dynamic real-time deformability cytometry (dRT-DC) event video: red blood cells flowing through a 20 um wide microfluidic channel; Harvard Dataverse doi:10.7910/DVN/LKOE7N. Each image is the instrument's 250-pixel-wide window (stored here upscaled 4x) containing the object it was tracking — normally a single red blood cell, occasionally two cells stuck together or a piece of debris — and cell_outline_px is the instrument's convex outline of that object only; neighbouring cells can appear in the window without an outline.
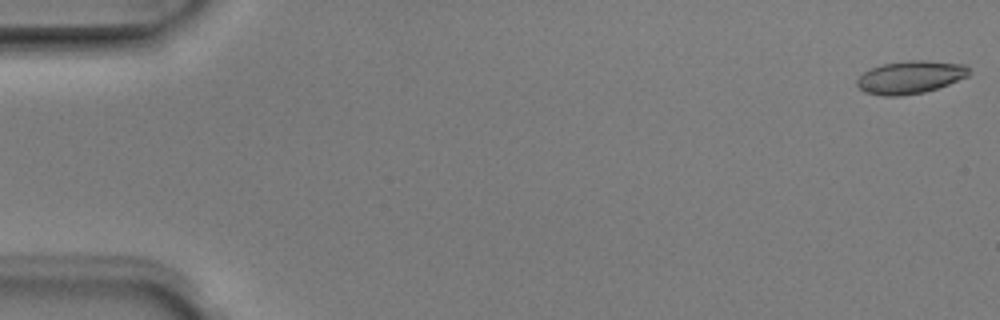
{"species": "Egyptian fruit bat (a non-hibernating species)", "species_latin": "Rousettus aegyptiacus", "temperature_condition": "room temperature", "stored_images_in_passage": 5, "camera_frame_rate_fps": 3000, "um_per_image_px": 0.085, "animal": {"sex": "male"}, "frame": {"image": 1, "passage_image": 1, "time_ms": 0.0, "image_size_px": [1000, 320], "cell_outline_px": [[968, 76], [948, 84], [924, 92], [900, 96], [884, 96], [864, 92], [856, 84], [856, 80], [864, 72], [872, 68], [884, 64], [908, 60], [924, 60], [964, 64], [968, 68]], "centroid_in_image_um": [77.35, 6.56], "position_along_channel_um": 7.6, "area_um2": 21.21}}
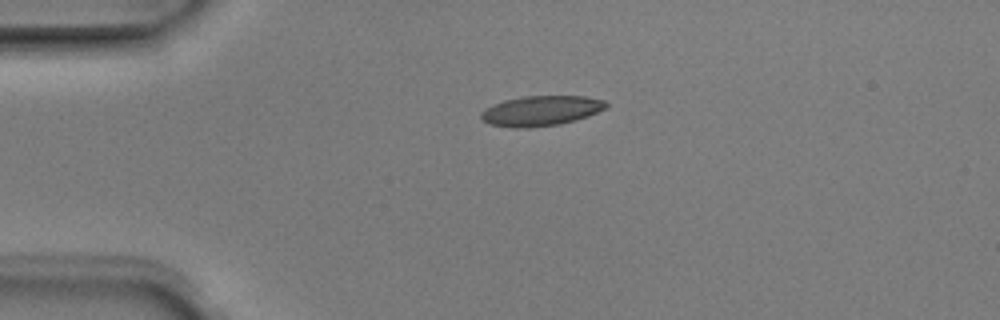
{"frame": {"image": 2, "passage_image": 4, "time_ms": 1.0, "image_size_px": [1000, 320], "cell_outline_px": [[608, 108], [588, 116], [576, 120], [560, 124], [528, 128], [516, 128], [488, 124], [480, 120], [480, 112], [484, 108], [504, 100], [524, 96], [584, 96], [604, 100], [608, 104]], "centroid_in_image_um": [45.97, 9.42], "position_along_channel_um": 39.0, "area_um2": 22.2}}